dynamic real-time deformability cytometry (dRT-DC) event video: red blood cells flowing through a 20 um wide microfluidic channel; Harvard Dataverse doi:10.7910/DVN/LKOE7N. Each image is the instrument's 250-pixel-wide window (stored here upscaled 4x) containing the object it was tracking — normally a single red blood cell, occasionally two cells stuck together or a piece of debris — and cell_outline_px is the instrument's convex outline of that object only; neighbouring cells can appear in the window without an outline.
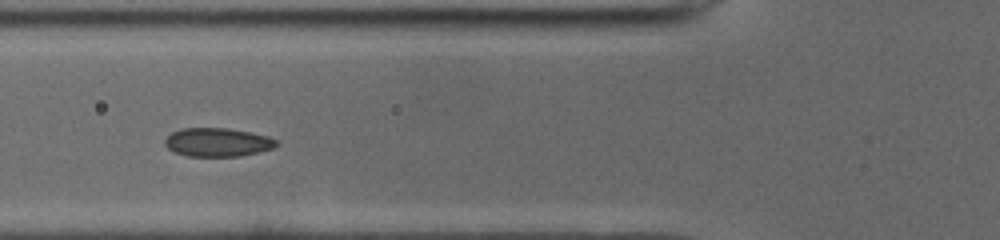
{"species": "common noctule bat (a hibernating species)", "species_latin": "Nyctalus noctula", "temperature_condition": "cold", "stored_images_in_passage": 19, "camera_frame_rate_fps": 3000, "um_per_image_px": 0.085, "animal": {"sex": "male", "body_mass_g": 19.0, "forearm_length_mm": 50.8}, "frame": {"image": 1, "passage_image": 6, "time_ms": 1.667, "image_size_px": [1000, 240], "cell_outline_px": [[280, 144], [272, 148], [240, 156], [188, 156], [176, 152], [168, 148], [164, 144], [164, 140], [172, 132], [180, 128], [228, 128], [252, 132], [268, 136], [276, 140]], "centroid_in_image_um": [18.49, 12.08], "position_along_channel_um": 107.3, "area_um2": 18.55}}
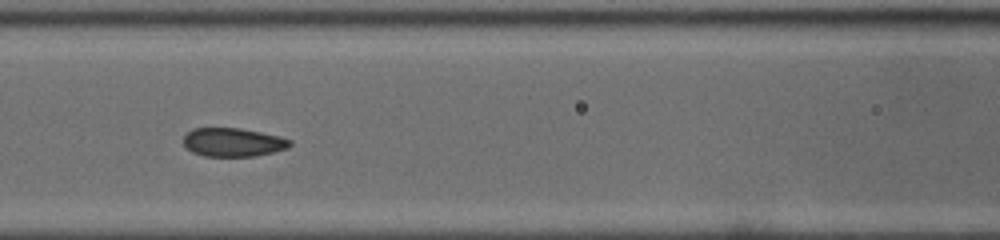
{"frame": {"image": 2, "passage_image": 9, "time_ms": 2.667, "image_size_px": [1000, 240], "cell_outline_px": [[292, 144], [288, 148], [256, 156], [204, 156], [192, 152], [184, 144], [184, 136], [192, 128], [240, 128], [280, 136], [292, 140]], "centroid_in_image_um": [19.83, 12.09], "position_along_channel_um": 146.8, "area_um2": 17.74}}